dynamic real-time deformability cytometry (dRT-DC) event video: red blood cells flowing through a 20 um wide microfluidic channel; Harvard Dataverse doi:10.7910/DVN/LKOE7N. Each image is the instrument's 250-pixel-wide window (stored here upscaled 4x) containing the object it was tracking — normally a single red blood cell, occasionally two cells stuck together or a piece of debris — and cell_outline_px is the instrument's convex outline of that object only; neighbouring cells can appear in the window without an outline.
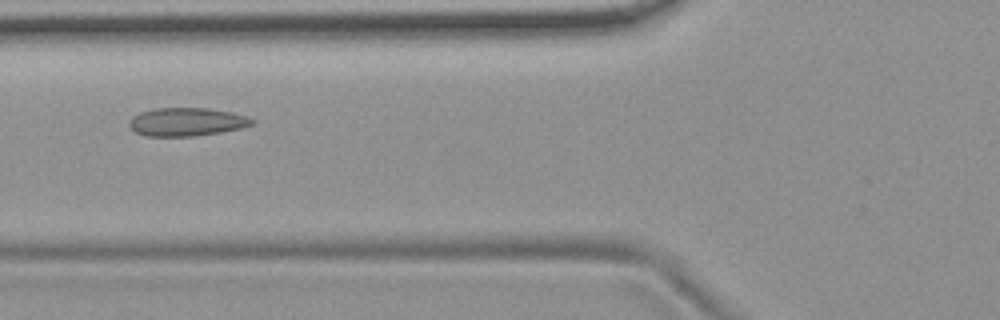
{"species": "common noctule bat (a hibernating species)", "species_latin": "Nyctalus noctula", "temperature_condition": "room temperature", "stored_images_in_passage": 40, "camera_frame_rate_fps": 3000, "um_per_image_px": 0.085, "animal": {"sex": "female", "body_mass_g": 19.9}, "frame": {"image": 1, "passage_image": 7, "time_ms": 2.0, "image_size_px": [1000, 320], "cell_outline_px": [[256, 120], [252, 124], [240, 128], [220, 132], [196, 136], [144, 136], [136, 132], [128, 124], [128, 120], [132, 116], [140, 112], [156, 108], [208, 108], [232, 112], [248, 116]], "centroid_in_image_um": [15.86, 10.35], "position_along_channel_um": 109.9, "area_um2": 20.35}}
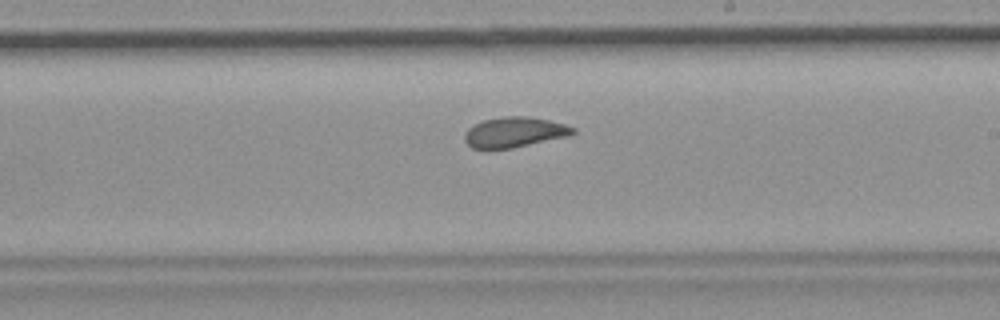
{"frame": {"image": 2, "passage_image": 18, "time_ms": 5.667, "image_size_px": [1000, 320], "cell_outline_px": [[576, 132], [568, 136], [512, 148], [472, 148], [464, 140], [464, 136], [468, 128], [484, 120], [504, 116], [528, 116], [548, 120], [564, 124], [576, 128]], "centroid_in_image_um": [43.75, 11.23], "position_along_channel_um": 245.3, "area_um2": 18.9}}